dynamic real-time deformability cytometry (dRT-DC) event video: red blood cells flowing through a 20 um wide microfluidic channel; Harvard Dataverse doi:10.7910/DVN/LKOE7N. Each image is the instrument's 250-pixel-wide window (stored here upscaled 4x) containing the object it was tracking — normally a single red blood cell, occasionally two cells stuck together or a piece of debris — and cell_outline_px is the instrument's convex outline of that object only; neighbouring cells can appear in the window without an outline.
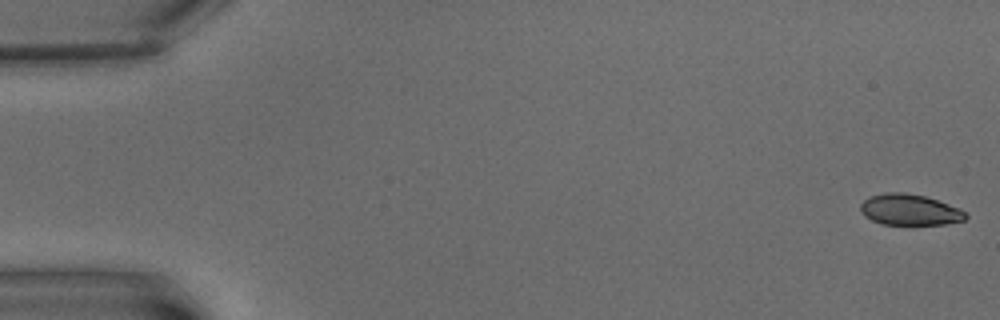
{"species": "common noctule bat (a hibernating species)", "species_latin": "Nyctalus noctula", "temperature_condition": "warm", "stored_images_in_passage": 10, "camera_frame_rate_fps": 3000, "um_per_image_px": 0.085, "animal": {"sex": "male", "body_mass_g": 15.6}, "frame": {"image": 1, "passage_image": 1, "time_ms": 0.0, "image_size_px": [1000, 320], "cell_outline_px": [[968, 216], [964, 220], [944, 224], [912, 228], [880, 224], [864, 216], [860, 212], [860, 204], [868, 196], [884, 192], [904, 192], [924, 196], [960, 208]], "centroid_in_image_um": [77.28, 17.88], "position_along_channel_um": 7.7, "area_um2": 19.94}}
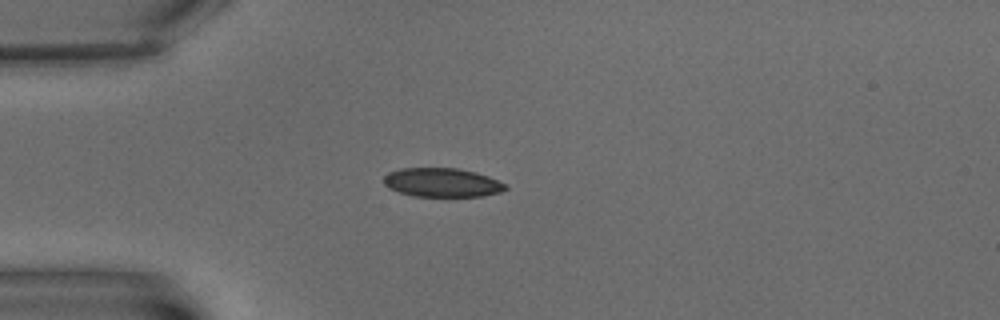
{"frame": {"image": 2, "passage_image": 5, "time_ms": 5.667, "image_size_px": [1000, 320], "cell_outline_px": [[508, 188], [500, 192], [484, 196], [412, 196], [388, 188], [384, 184], [384, 176], [388, 172], [400, 168], [456, 168], [476, 172], [488, 176], [504, 184]], "centroid_in_image_um": [37.55, 15.51], "position_along_channel_um": 47.5, "area_um2": 20.46}}
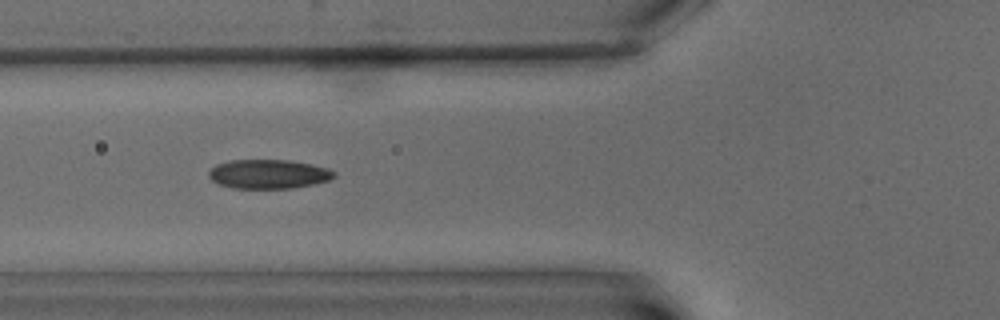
{"frame": {"image": 3, "passage_image": 7, "time_ms": 8.0, "image_size_px": [1000, 320], "cell_outline_px": [[336, 176], [328, 180], [312, 184], [292, 188], [232, 188], [220, 184], [212, 180], [208, 176], [208, 172], [216, 164], [228, 160], [288, 160], [312, 164], [328, 168], [336, 172]], "centroid_in_image_um": [22.82, 14.79], "position_along_channel_um": 103.0, "area_um2": 21.27}}